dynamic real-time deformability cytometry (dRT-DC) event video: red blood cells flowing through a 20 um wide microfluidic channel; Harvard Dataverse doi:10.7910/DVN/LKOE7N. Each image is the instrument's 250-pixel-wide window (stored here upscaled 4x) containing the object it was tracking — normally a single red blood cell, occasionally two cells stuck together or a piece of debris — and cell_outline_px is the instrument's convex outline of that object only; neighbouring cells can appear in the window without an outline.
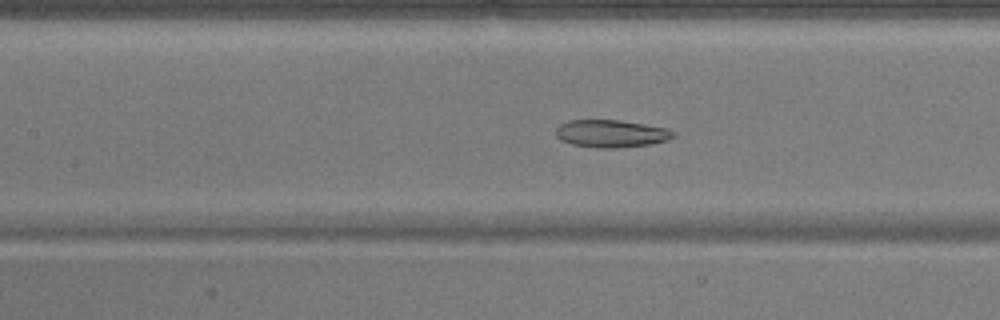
{"species": "common noctule bat (a hibernating species)", "species_latin": "Nyctalus noctula", "temperature_condition": "warm", "stored_images_in_passage": 49, "camera_frame_rate_fps": 3000, "um_per_image_px": 0.085, "animal": {"sex": "male", "body_mass_g": 17.9}, "frame": {"image": 1, "passage_image": 20, "time_ms": 6.333, "image_size_px": [1000, 320], "cell_outline_px": [[676, 136], [664, 140], [648, 144], [616, 148], [596, 148], [572, 144], [560, 140], [556, 136], [556, 128], [560, 124], [568, 120], [620, 120], [668, 128], [676, 132]], "centroid_in_image_um": [51.93, 11.35], "position_along_channel_um": 155.5, "area_um2": 18.84}}
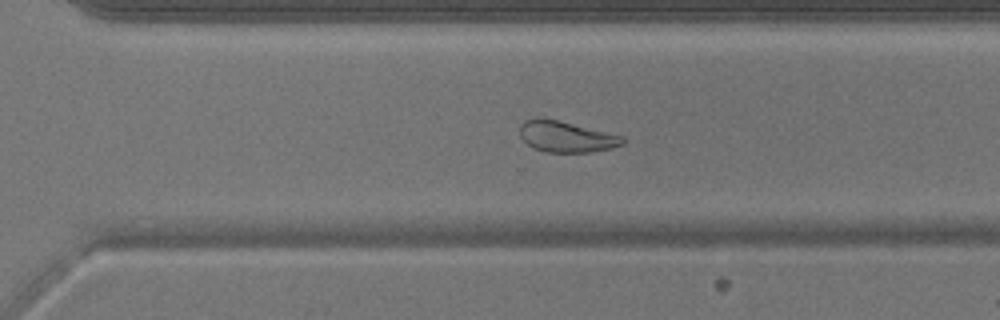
{"frame": {"image": 2, "passage_image": 33, "time_ms": 10.667, "image_size_px": [1000, 320], "cell_outline_px": [[624, 144], [612, 148], [588, 152], [544, 152], [532, 148], [520, 136], [520, 124], [524, 120], [560, 120], [624, 136]], "centroid_in_image_um": [48.16, 11.64], "position_along_channel_um": 322.4, "area_um2": 18.38}}
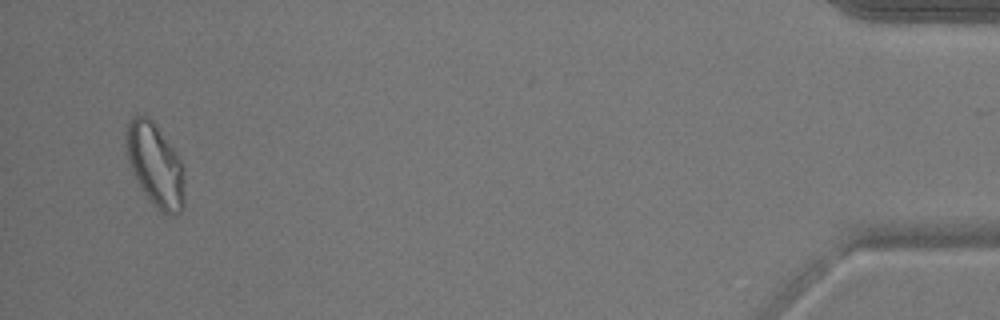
{"frame": {"image": 3, "passage_image": 47, "time_ms": 15.333, "image_size_px": [1000, 320], "cell_outline_px": [[184, 204], [180, 212], [176, 216], [172, 216], [160, 212], [156, 208], [140, 188], [136, 180], [124, 148], [124, 136], [128, 120], [132, 116], [144, 112], [156, 124], [180, 160], [184, 168]], "centroid_in_image_um": [13.16, 14.0], "position_along_channel_um": 422.0, "area_um2": 28.9}, "authors_computed_cell_mechanics": {"area_um2": 23.12, "velocity_mm_per_s": 3.8643, "shape_relaxation_time_tau1_ms": null, "shape_relaxation_time_tau2_ms": 2.759, "deformation_change_tau1": null, "deformation_change_tau2": 0.0994}}